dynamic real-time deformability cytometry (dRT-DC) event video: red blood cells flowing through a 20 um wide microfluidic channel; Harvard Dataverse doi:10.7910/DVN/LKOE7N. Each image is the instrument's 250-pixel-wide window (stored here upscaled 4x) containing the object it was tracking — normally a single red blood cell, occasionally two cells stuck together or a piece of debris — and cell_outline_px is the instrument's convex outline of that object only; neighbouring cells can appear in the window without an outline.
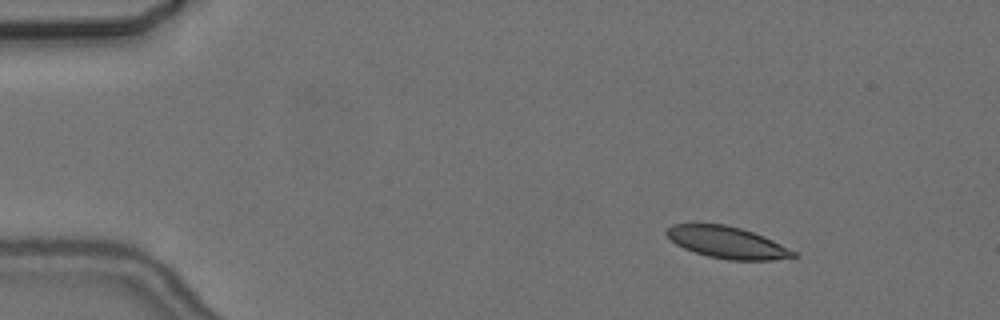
{"species": "common noctule bat (a hibernating species)", "species_latin": "Nyctalus noctula", "temperature_condition": "cold", "stored_images_in_passage": 6, "camera_frame_rate_fps": 3000, "um_per_image_px": 0.085, "animal": {"sex": "female", "body_mass_g": 24.6, "forearm_length_mm": 56.2}, "frame": {"image": 1, "passage_image": 1, "time_ms": 0.0, "image_size_px": [1000, 320], "cell_outline_px": [[800, 256], [772, 260], [728, 260], [708, 256], [684, 248], [676, 244], [664, 232], [672, 224], [696, 220], [724, 224], [740, 228], [764, 236], [796, 252]], "centroid_in_image_um": [61.74, 20.56], "position_along_channel_um": 23.3, "area_um2": 23.99}}
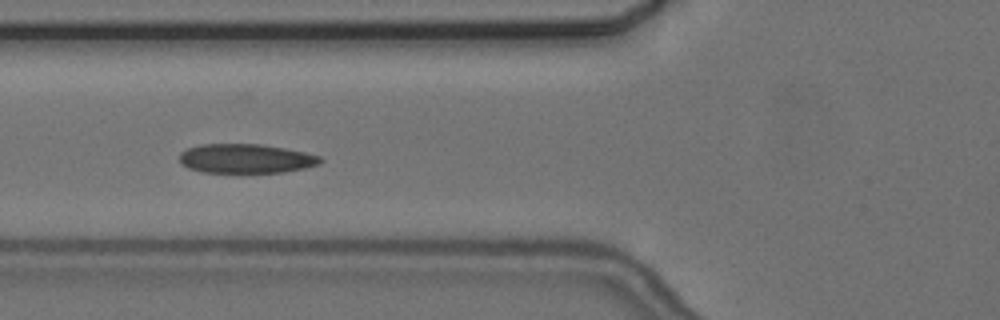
{"frame": {"image": 2, "passage_image": 5, "time_ms": 4.667, "image_size_px": [1000, 320], "cell_outline_px": [[324, 160], [320, 164], [304, 168], [284, 172], [204, 172], [188, 168], [180, 164], [180, 152], [188, 148], [200, 144], [264, 144], [304, 152], [320, 156]], "centroid_in_image_um": [20.9, 13.47], "position_along_channel_um": 104.9, "area_um2": 24.04}}
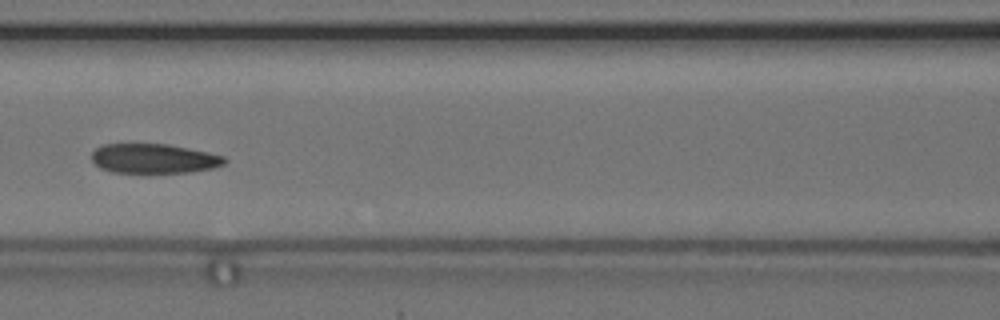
{"frame": {"image": 3, "passage_image": 6, "time_ms": 6.0, "image_size_px": [1000, 320], "cell_outline_px": [[228, 160], [224, 164], [212, 168], [192, 172], [112, 172], [100, 168], [92, 160], [92, 152], [96, 148], [104, 144], [168, 144], [208, 152], [224, 156]], "centroid_in_image_um": [13.09, 13.47], "position_along_channel_um": 153.5, "area_um2": 22.77}}